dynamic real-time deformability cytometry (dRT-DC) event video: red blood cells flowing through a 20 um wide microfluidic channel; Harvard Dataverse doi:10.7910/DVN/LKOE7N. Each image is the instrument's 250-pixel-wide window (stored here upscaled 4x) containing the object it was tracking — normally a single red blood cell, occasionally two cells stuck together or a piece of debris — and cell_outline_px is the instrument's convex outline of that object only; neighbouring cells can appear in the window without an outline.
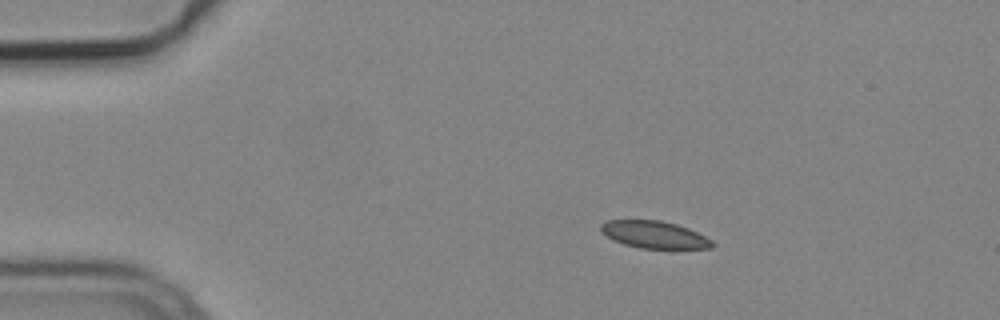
{"species": "common noctule bat (a hibernating species)", "species_latin": "Nyctalus noctula", "temperature_condition": "cold", "stored_images_in_passage": 9, "camera_frame_rate_fps": 3000, "um_per_image_px": 0.085, "animal": {"sex": "male", "body_mass_g": 19.2, "forearm_length_mm": 51.8}, "frame": {"image": 1, "passage_image": 3, "time_ms": 0.667, "image_size_px": [1000, 320], "cell_outline_px": [[716, 244], [712, 248], [640, 248], [624, 244], [600, 232], [600, 224], [608, 220], [660, 220], [676, 224], [688, 228], [712, 240]], "centroid_in_image_um": [55.62, 19.94], "position_along_channel_um": 29.4, "area_um2": 17.51}}
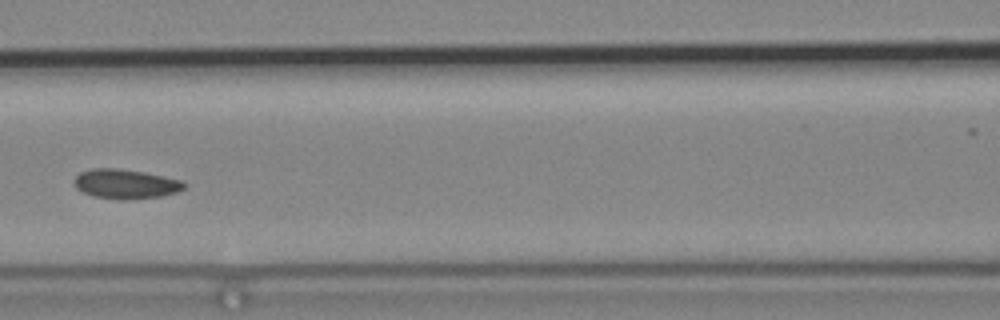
{"frame": {"image": 2, "passage_image": 7, "time_ms": 2.0, "image_size_px": [1000, 320], "cell_outline_px": [[188, 184], [184, 188], [176, 192], [160, 196], [128, 200], [120, 200], [96, 196], [84, 192], [76, 188], [72, 180], [80, 172], [92, 168], [116, 168], [144, 172], [164, 176], [180, 180]], "centroid_in_image_um": [10.66, 15.63], "position_along_channel_um": 155.9, "area_um2": 18.9}}
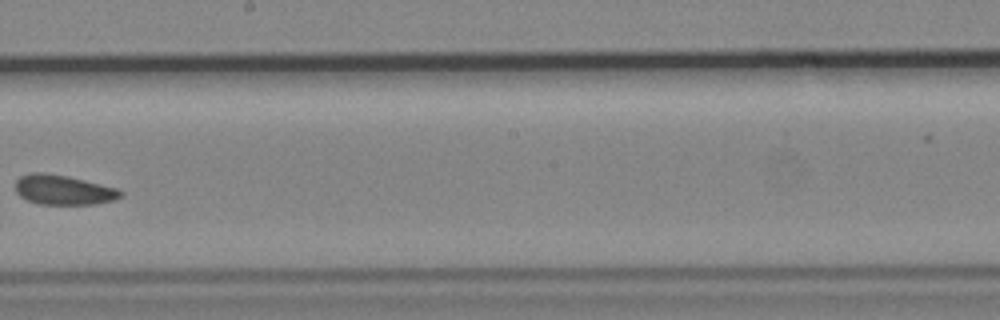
{"frame": {"image": 3, "passage_image": 9, "time_ms": 2.667, "image_size_px": [1000, 320], "cell_outline_px": [[124, 192], [120, 196], [112, 200], [96, 204], [40, 204], [28, 200], [20, 196], [16, 192], [16, 180], [20, 176], [32, 172], [44, 172], [68, 176], [116, 188]], "centroid_in_image_um": [5.36, 16.13], "position_along_channel_um": 242.8, "area_um2": 18.09}}